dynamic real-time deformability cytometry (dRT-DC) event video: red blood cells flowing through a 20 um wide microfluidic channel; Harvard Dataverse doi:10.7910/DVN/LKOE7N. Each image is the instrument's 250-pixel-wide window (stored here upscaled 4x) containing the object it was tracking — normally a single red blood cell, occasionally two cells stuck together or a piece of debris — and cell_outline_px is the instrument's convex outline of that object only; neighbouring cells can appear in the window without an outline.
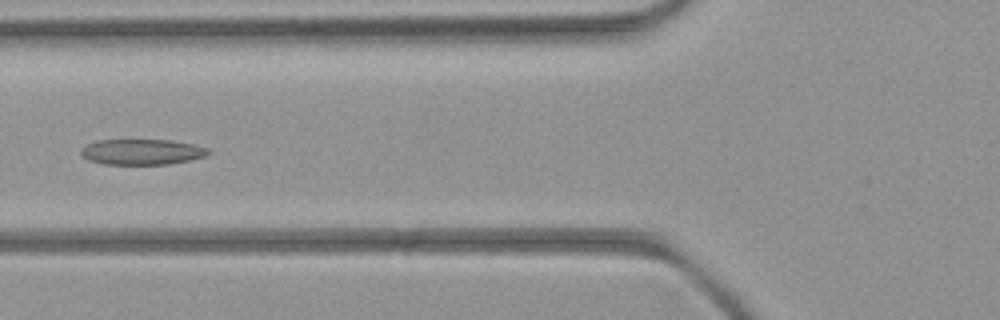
{"species": "common noctule bat (a hibernating species)", "species_latin": "Nyctalus noctula", "temperature_condition": "room temperature", "stored_images_in_passage": 7, "camera_frame_rate_fps": 3000, "um_per_image_px": 0.085, "animal": {"sex": "female", "body_mass_g": 21.9}, "frame": {"image": 1, "passage_image": 5, "time_ms": 5.667, "image_size_px": [1000, 320], "cell_outline_px": [[212, 152], [204, 156], [188, 160], [168, 164], [104, 164], [88, 160], [80, 156], [80, 148], [96, 140], [172, 140], [192, 144], [208, 148]], "centroid_in_image_um": [12.02, 12.91], "position_along_channel_um": 113.8, "area_um2": 19.02}}
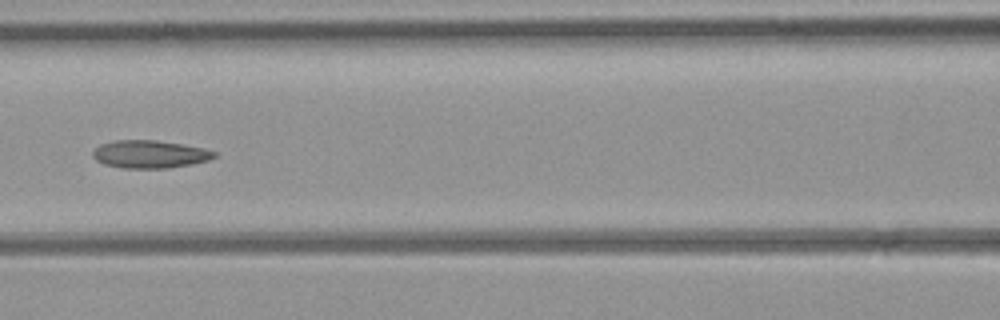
{"frame": {"image": 2, "passage_image": 6, "time_ms": 6.667, "image_size_px": [1000, 320], "cell_outline_px": [[216, 156], [208, 160], [192, 164], [168, 168], [124, 168], [104, 164], [96, 160], [92, 156], [92, 152], [100, 144], [112, 140], [156, 140], [184, 144], [204, 148], [216, 152]], "centroid_in_image_um": [12.72, 13.1], "position_along_channel_um": 153.9, "area_um2": 19.77}}
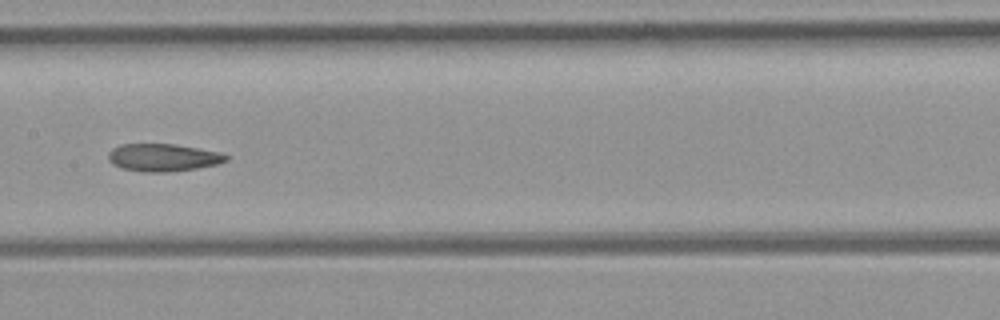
{"frame": {"image": 3, "passage_image": 7, "time_ms": 7.667, "image_size_px": [1000, 320], "cell_outline_px": [[228, 160], [216, 164], [196, 168], [168, 172], [144, 172], [124, 168], [112, 164], [108, 160], [108, 152], [112, 148], [120, 144], [176, 144], [220, 152], [228, 156]], "centroid_in_image_um": [13.84, 13.38], "position_along_channel_um": 193.6, "area_um2": 18.9}}